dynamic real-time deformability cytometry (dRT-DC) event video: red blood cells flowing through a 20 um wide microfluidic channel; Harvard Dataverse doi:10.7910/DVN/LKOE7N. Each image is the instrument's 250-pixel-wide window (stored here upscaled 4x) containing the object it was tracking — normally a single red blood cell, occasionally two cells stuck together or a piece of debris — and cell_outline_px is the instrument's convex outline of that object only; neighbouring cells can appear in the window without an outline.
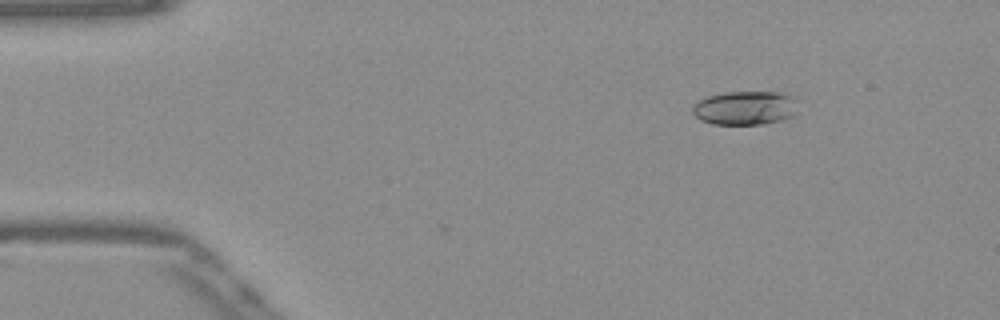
{"species": "Egyptian fruit bat (a non-hibernating species)", "species_latin": "Rousettus aegyptiacus", "temperature_condition": "warm", "stored_images_in_passage": 4, "camera_frame_rate_fps": 3000, "um_per_image_px": 0.085, "frame": {"image": 1, "passage_image": 1, "time_ms": 0.0, "image_size_px": [1000, 320], "cell_outline_px": [[796, 112], [792, 116], [780, 120], [764, 124], [712, 124], [700, 120], [692, 112], [692, 108], [700, 100], [708, 96], [724, 92], [776, 92], [796, 96]], "centroid_in_image_um": [63.35, 9.17], "position_along_channel_um": 21.6, "area_um2": 20.81}}